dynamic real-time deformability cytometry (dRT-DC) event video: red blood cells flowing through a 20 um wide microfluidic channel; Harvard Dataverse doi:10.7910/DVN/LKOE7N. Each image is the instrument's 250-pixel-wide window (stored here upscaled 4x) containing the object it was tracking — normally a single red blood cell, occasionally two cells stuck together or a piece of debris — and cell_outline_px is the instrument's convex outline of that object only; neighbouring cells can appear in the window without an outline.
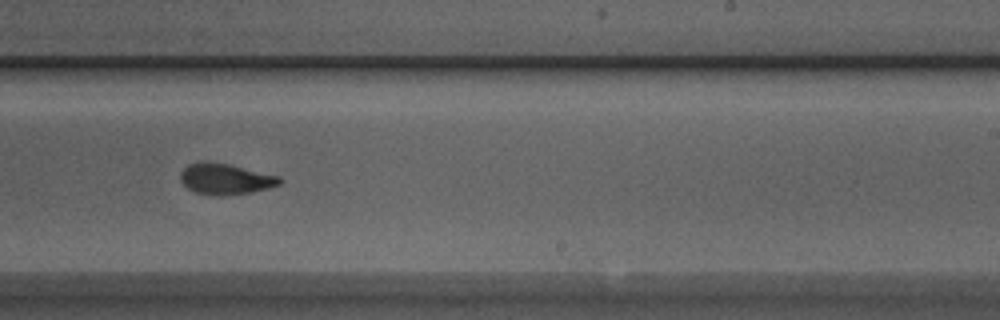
{"species": "Egyptian fruit bat (a non-hibernating species)", "species_latin": "Rousettus aegyptiacus", "temperature_condition": "room temperature", "stored_images_in_passage": 31, "camera_frame_rate_fps": 3000, "um_per_image_px": 0.085, "animal": {"sex": "male"}, "frame": {"image": 1, "passage_image": 18, "time_ms": 5.667, "image_size_px": [1000, 320], "cell_outline_px": [[284, 180], [280, 184], [268, 188], [252, 192], [220, 196], [196, 192], [188, 188], [180, 180], [180, 172], [188, 164], [200, 160], [208, 160], [228, 164], [280, 176]], "centroid_in_image_um": [19.16, 15.19], "position_along_channel_um": 269.8, "area_um2": 18.03}, "authors_computed_cell_mechanics": {"area_um2": 18.2648, "velocity_mm_per_s": 3.9726, "shape_relaxation_time_tau1_ms": 4.5372, "shape_relaxation_time_tau2_ms": 1.8873, "deformation_change_tau1": 0.1832, "deformation_change_tau2": 0.0828}}